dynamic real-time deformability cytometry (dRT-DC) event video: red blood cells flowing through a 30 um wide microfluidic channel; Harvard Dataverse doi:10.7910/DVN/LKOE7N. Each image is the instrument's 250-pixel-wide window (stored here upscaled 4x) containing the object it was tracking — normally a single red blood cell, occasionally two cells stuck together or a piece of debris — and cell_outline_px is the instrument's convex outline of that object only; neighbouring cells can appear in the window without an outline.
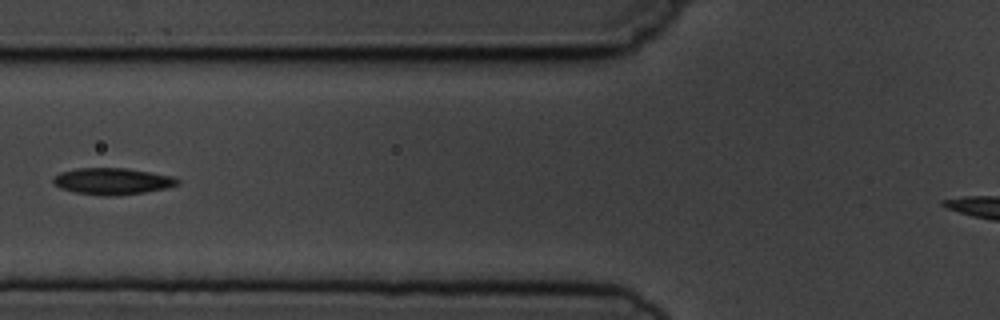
{"species": "common noctule bat (a hibernating species)", "species_latin": "Nyctalus noctula", "temperature_condition": "cold", "stored_images_in_passage": 5, "camera_frame_rate_fps": 3000, "um_per_image_px": 0.085, "animal": {"sex": "male", "body_mass_g": 19.5, "forearm_length_mm": 54.6}, "frame": {"image": 1, "passage_image": 5, "time_ms": 4.667, "image_size_px": [1000, 320], "cell_outline_px": [[180, 184], [168, 188], [144, 192], [116, 196], [100, 196], [76, 192], [60, 188], [52, 180], [60, 172], [76, 168], [124, 168], [172, 176], [180, 180]], "centroid_in_image_um": [9.57, 15.41], "position_along_channel_um": 116.2, "area_um2": 19.19}}